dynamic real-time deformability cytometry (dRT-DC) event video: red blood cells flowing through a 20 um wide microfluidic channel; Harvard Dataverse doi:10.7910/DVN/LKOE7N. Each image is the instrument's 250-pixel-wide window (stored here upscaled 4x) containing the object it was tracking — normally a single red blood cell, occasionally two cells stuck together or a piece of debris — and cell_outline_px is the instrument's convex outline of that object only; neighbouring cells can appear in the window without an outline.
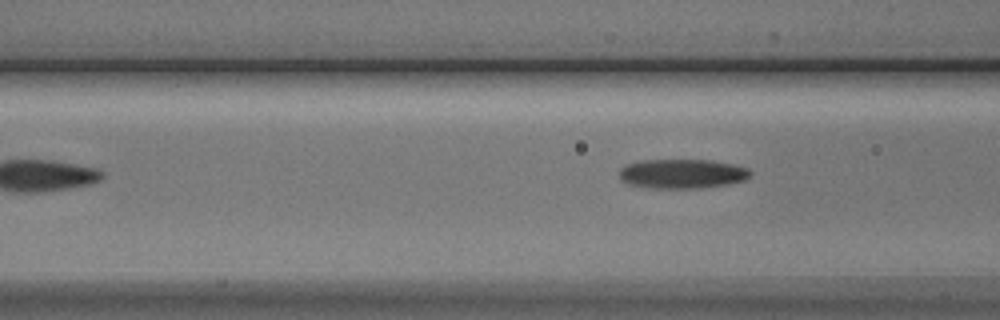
{"species": "Egyptian fruit bat (a non-hibernating species)", "species_latin": "Rousettus aegyptiacus", "temperature_condition": "cold", "stored_images_in_passage": 5, "camera_frame_rate_fps": 3000, "um_per_image_px": 0.085, "animal": {"sex": "male"}, "frame": {"image": 1, "passage_image": 5, "time_ms": 5.0, "image_size_px": [1000, 320], "cell_outline_px": [[752, 172], [744, 180], [728, 184], [700, 188], [652, 188], [628, 184], [620, 180], [620, 168], [628, 164], [640, 160], [712, 160], [732, 164], [748, 168]], "centroid_in_image_um": [57.97, 14.77], "position_along_channel_um": 108.6, "area_um2": 22.43}}